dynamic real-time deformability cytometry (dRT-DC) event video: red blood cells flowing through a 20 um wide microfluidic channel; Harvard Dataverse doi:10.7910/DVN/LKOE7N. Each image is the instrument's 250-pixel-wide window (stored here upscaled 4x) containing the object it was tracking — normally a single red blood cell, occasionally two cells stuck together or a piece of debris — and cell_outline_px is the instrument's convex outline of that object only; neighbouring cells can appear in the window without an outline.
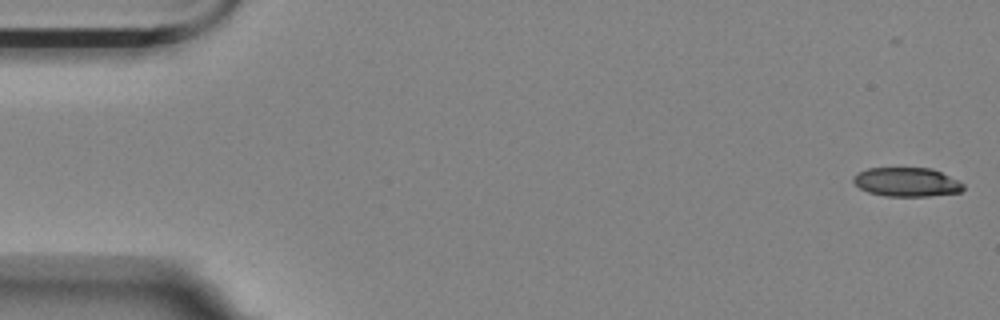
{"species": "Egyptian fruit bat (a non-hibernating species)", "species_latin": "Rousettus aegyptiacus", "temperature_condition": "room temperature", "stored_images_in_passage": 53, "camera_frame_rate_fps": 3000, "um_per_image_px": 0.085, "animal": {"sex": "female"}, "frame": {"image": 1, "passage_image": 1, "time_ms": 0.0, "image_size_px": [1000, 320], "cell_outline_px": [[964, 188], [960, 192], [928, 196], [884, 196], [868, 192], [860, 188], [852, 180], [852, 176], [856, 172], [868, 168], [932, 168], [960, 180], [964, 184]], "centroid_in_image_um": [77.07, 15.47], "position_along_channel_um": 7.9, "area_um2": 18.79}}
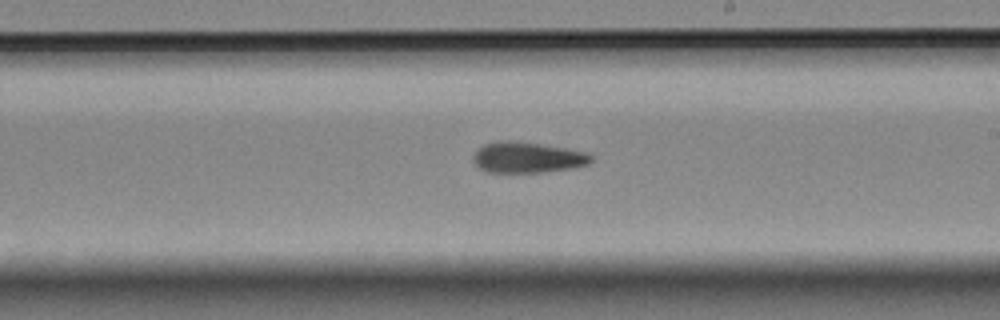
{"frame": {"image": 2, "passage_image": 32, "time_ms": 10.333, "image_size_px": [1000, 320], "cell_outline_px": [[592, 160], [588, 164], [572, 168], [544, 172], [484, 172], [472, 160], [472, 156], [484, 144], [504, 140], [536, 144], [564, 148], [588, 152], [592, 156]], "centroid_in_image_um": [44.83, 13.4], "position_along_channel_um": 244.2, "area_um2": 20.87}}
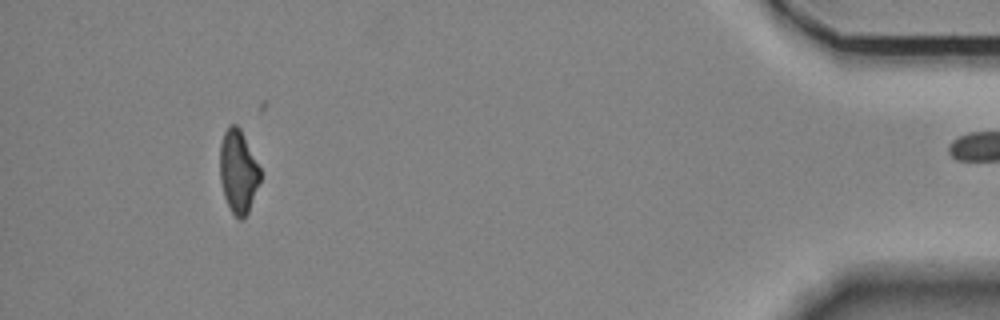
{"frame": {"image": 3, "passage_image": 52, "time_ms": 17.0, "image_size_px": [1000, 320], "cell_outline_px": [[260, 180], [248, 212], [244, 220], [240, 220], [232, 212], [224, 196], [220, 180], [220, 144], [224, 132], [232, 124], [236, 124], [240, 128], [260, 168]], "centroid_in_image_um": [20.24, 14.59], "position_along_channel_um": 415.0, "area_um2": 19.31}}